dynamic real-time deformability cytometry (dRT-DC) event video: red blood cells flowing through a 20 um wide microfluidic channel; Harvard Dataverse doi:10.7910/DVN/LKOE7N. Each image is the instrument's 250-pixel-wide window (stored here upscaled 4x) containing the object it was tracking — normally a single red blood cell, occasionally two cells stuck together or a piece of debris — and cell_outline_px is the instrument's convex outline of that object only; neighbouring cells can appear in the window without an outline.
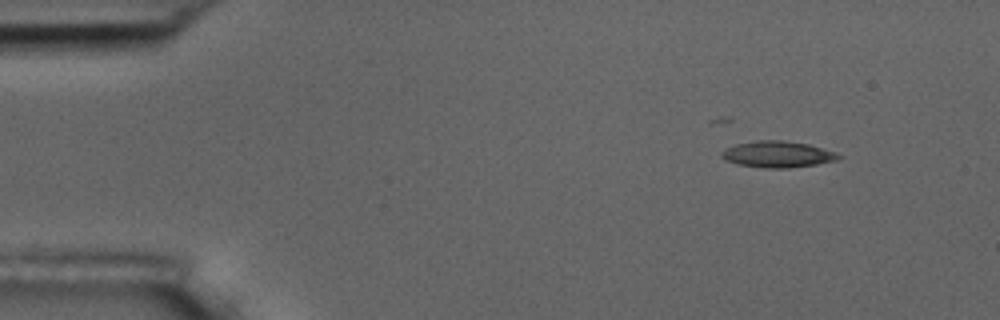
{"species": "common noctule bat (a hibernating species)", "species_latin": "Nyctalus noctula", "temperature_condition": "room temperature", "stored_images_in_passage": 4, "camera_frame_rate_fps": 3000, "um_per_image_px": 0.085, "animal": {"sex": "male", "body_mass_g": 17.5, "forearm_length_mm": 52.3}, "frame": {"image": 1, "passage_image": 1, "time_ms": 0.0, "image_size_px": [1000, 320], "cell_outline_px": [[844, 156], [836, 160], [816, 164], [788, 168], [764, 168], [736, 164], [724, 160], [720, 156], [720, 152], [736, 144], [756, 140], [784, 140], [808, 144], [836, 152]], "centroid_in_image_um": [66.08, 13.11], "position_along_channel_um": 18.9, "area_um2": 18.03}}
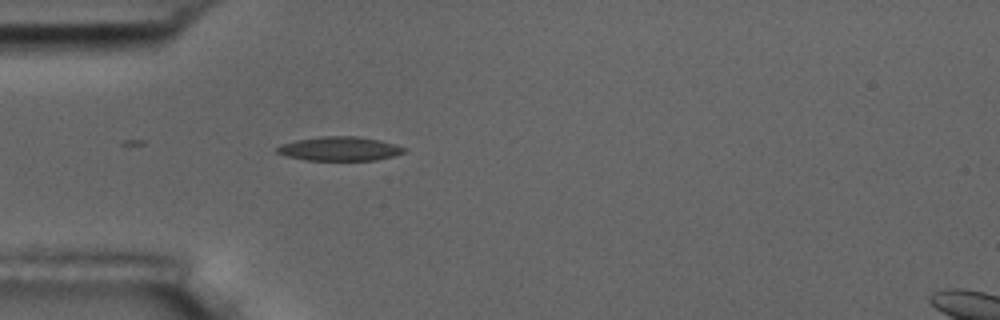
{"frame": {"image": 2, "passage_image": 4, "time_ms": 3.333, "image_size_px": [1000, 320], "cell_outline_px": [[408, 148], [404, 152], [392, 156], [376, 160], [304, 160], [284, 156], [276, 152], [276, 148], [280, 144], [296, 140], [320, 136], [356, 136], [380, 140], [396, 144]], "centroid_in_image_um": [28.85, 12.64], "position_along_channel_um": 56.2, "area_um2": 17.98}}